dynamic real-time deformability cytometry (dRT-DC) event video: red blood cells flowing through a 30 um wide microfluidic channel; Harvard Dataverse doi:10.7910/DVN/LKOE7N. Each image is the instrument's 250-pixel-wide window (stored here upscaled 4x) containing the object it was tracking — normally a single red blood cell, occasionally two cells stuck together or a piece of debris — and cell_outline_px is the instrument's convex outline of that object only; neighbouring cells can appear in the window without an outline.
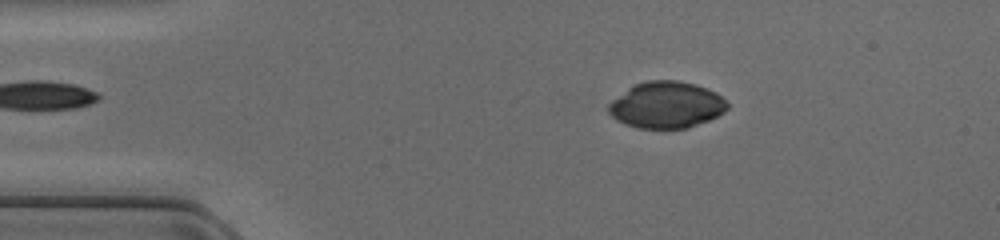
{"species": "common noctule bat (a hibernating species)", "species_latin": "Nyctalus noctula", "temperature_condition": "cold", "stored_images_in_passage": 38, "camera_frame_rate_fps": 3000, "um_per_image_px": 0.085, "animal": {"sex": "female", "body_mass_g": 17.0, "forearm_length_mm": 48.0}, "frame": {"image": 1, "passage_image": 6, "time_ms": 1.667, "image_size_px": [1000, 240], "cell_outline_px": [[728, 108], [724, 112], [708, 120], [688, 128], [640, 128], [624, 124], [616, 120], [608, 112], [608, 104], [612, 100], [628, 88], [644, 80], [680, 80], [696, 84], [708, 88], [716, 92], [728, 104]], "centroid_in_image_um": [56.64, 8.91], "position_along_channel_um": 28.4, "area_um2": 32.25}}